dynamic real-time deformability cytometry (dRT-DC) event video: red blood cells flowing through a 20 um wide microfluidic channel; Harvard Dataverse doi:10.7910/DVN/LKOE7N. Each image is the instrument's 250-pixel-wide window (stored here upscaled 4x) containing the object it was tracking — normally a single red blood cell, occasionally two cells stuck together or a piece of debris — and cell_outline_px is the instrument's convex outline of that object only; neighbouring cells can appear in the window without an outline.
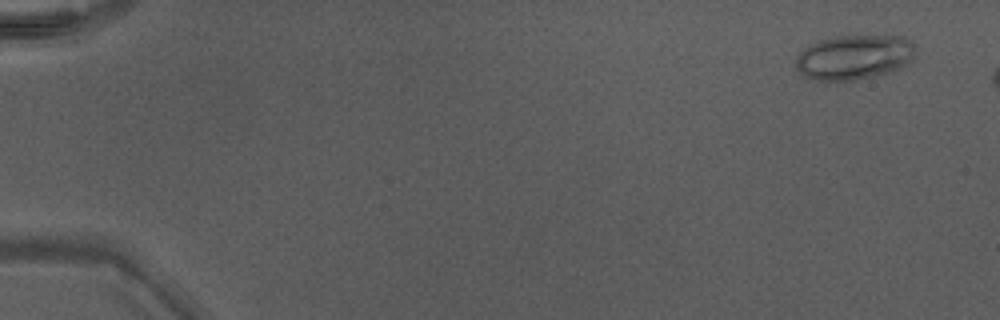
{"species": "Egyptian fruit bat (a non-hibernating species)", "species_latin": "Rousettus aegyptiacus", "temperature_condition": "warm", "stored_images_in_passage": 8, "camera_frame_rate_fps": 3000, "um_per_image_px": 0.085, "animal": {"sex": "male"}, "frame": {"image": 1, "passage_image": 2, "time_ms": 0.333, "image_size_px": [1000, 320], "cell_outline_px": [[916, 52], [900, 68], [892, 72], [856, 80], [816, 80], [804, 76], [800, 72], [796, 64], [796, 56], [804, 48], [816, 40], [836, 36], [904, 36], [912, 40]], "centroid_in_image_um": [72.59, 4.85], "position_along_channel_um": 12.4, "area_um2": 31.21}}